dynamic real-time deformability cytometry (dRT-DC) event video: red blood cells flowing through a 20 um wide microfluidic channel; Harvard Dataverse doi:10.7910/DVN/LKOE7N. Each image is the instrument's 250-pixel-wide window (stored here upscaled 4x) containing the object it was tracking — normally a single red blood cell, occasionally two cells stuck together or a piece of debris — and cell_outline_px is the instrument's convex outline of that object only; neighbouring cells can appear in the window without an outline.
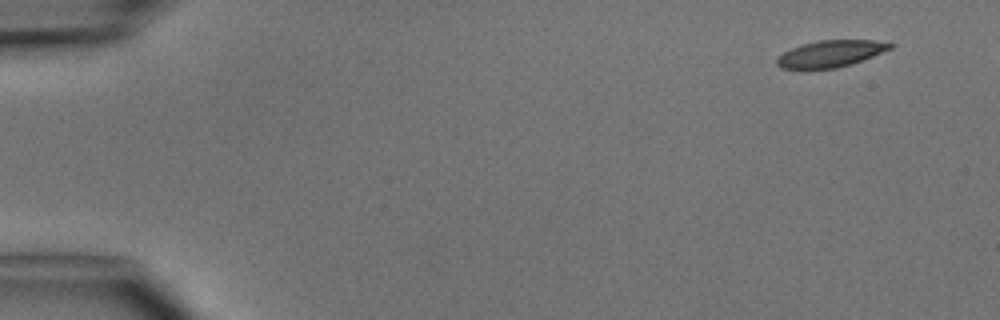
{"species": "common noctule bat (a hibernating species)", "species_latin": "Nyctalus noctula", "temperature_condition": "cold", "stored_images_in_passage": 5, "camera_frame_rate_fps": 3000, "um_per_image_px": 0.085, "animal": {"sex": "male", "body_mass_g": 15.6}, "frame": {"image": 1, "passage_image": 2, "time_ms": 1.0, "image_size_px": [1000, 320], "cell_outline_px": [[896, 44], [892, 48], [852, 64], [836, 68], [808, 72], [800, 72], [780, 68], [776, 64], [776, 60], [784, 52], [800, 44], [820, 40], [872, 40]], "centroid_in_image_um": [70.51, 4.62], "position_along_channel_um": 14.5, "area_um2": 18.32}}
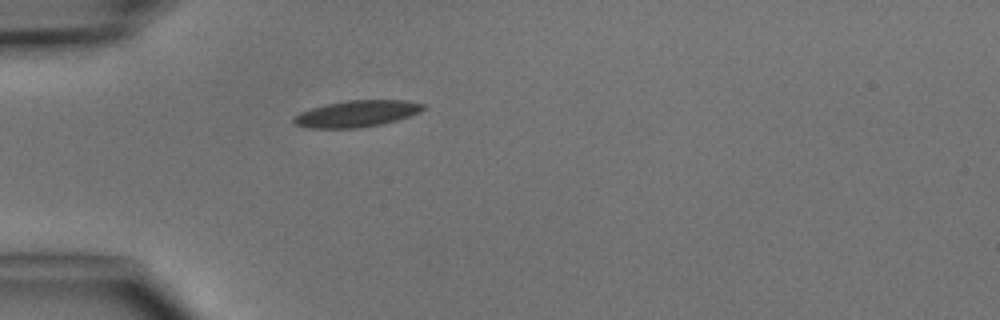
{"frame": {"image": 2, "passage_image": 5, "time_ms": 4.667, "image_size_px": [1000, 320], "cell_outline_px": [[424, 108], [420, 112], [396, 120], [380, 124], [356, 128], [312, 128], [296, 124], [292, 120], [292, 116], [300, 112], [324, 104], [348, 100], [408, 100], [424, 104]], "centroid_in_image_um": [30.3, 9.65], "position_along_channel_um": 54.7, "area_um2": 19.88}}